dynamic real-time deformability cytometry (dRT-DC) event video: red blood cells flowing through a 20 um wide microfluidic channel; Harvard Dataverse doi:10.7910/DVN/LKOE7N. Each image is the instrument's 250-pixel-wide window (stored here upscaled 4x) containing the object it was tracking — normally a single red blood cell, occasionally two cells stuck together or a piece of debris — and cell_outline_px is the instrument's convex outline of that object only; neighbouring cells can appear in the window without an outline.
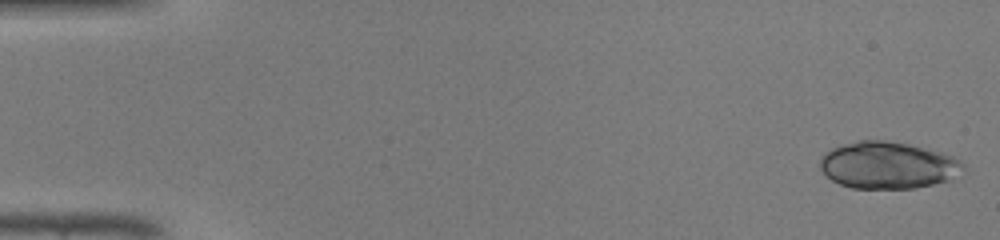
{"species": "common noctule bat (a hibernating species)", "species_latin": "Nyctalus noctula", "temperature_condition": "warm", "stored_images_in_passage": 11, "camera_frame_rate_fps": 3000, "um_per_image_px": 0.085, "animal": {"sex": "male", "body_mass_g": 19.0, "forearm_length_mm": 50.8}, "frame": {"image": 1, "passage_image": 1, "time_ms": 0.0, "image_size_px": [1000, 240], "cell_outline_px": [[964, 168], [948, 180], [916, 188], [852, 188], [840, 184], [832, 180], [820, 168], [820, 156], [824, 152], [832, 148], [856, 140], [884, 140], [908, 144], [940, 152], [952, 156], [960, 160], [964, 164]], "centroid_in_image_um": [75.42, 14.03], "position_along_channel_um": 9.6, "area_um2": 38.9}}